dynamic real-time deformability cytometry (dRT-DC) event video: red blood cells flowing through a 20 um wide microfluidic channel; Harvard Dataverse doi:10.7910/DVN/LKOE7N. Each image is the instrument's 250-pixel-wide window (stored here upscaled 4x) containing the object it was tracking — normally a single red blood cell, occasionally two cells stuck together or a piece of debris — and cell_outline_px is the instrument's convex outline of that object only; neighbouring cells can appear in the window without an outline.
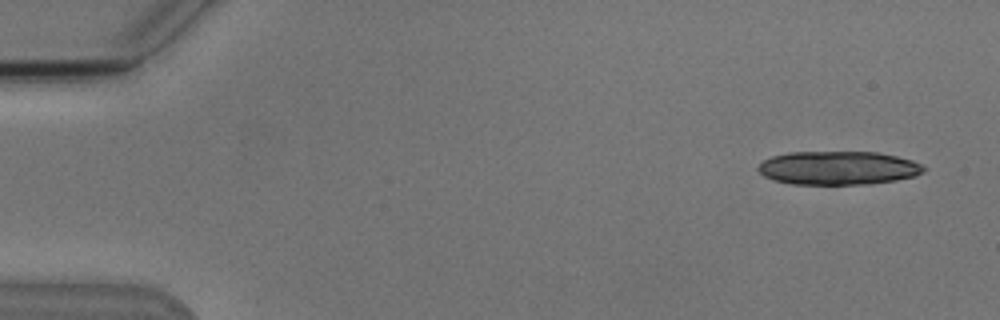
{"species": "Egyptian fruit bat (a non-hibernating species)", "species_latin": "Rousettus aegyptiacus", "temperature_condition": "cold", "stored_images_in_passage": 6, "camera_frame_rate_fps": 3000, "um_per_image_px": 0.085, "animal": {"sex": "male"}, "frame": {"image": 1, "passage_image": 6, "time_ms": 6.0, "image_size_px": [1000, 320], "cell_outline_px": [[928, 168], [924, 172], [916, 176], [896, 180], [868, 184], [792, 184], [772, 180], [764, 176], [756, 168], [764, 160], [772, 156], [788, 152], [876, 152], [896, 156], [912, 160], [924, 164]], "centroid_in_image_um": [71.28, 14.28], "position_along_channel_um": 13.7, "area_um2": 32.66}}